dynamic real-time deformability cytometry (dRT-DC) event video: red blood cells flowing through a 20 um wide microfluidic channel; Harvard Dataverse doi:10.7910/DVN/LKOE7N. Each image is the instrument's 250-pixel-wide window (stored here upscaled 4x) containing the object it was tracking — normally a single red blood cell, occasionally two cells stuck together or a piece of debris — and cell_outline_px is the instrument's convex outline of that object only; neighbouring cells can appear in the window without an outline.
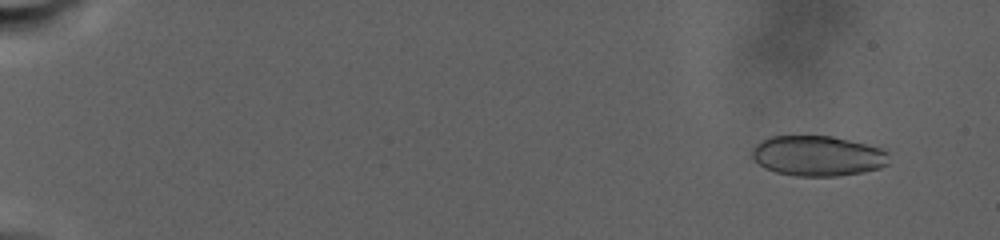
{"species": "human", "species_latin": "Homo sapiens", "temperature_condition": "warm", "stored_images_in_passage": 66, "camera_frame_rate_fps": 3000, "um_per_image_px": 0.085, "donor": {"sex": "male"}, "frame": {"image": 1, "passage_image": 14, "time_ms": 2.667, "image_size_px": [1000, 240], "cell_outline_px": [[888, 164], [880, 168], [860, 172], [836, 176], [796, 176], [776, 172], [764, 168], [752, 156], [752, 148], [760, 140], [768, 136], [832, 136], [880, 148], [888, 152]], "centroid_in_image_um": [69.47, 13.24], "position_along_channel_um": 15.5, "area_um2": 32.02}}
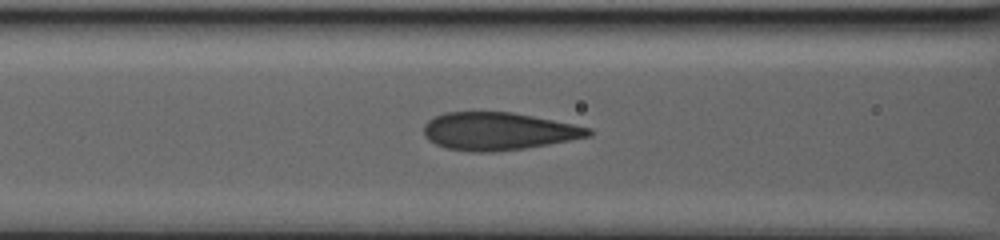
{"frame": {"image": 2, "passage_image": 58, "time_ms": 15.0, "image_size_px": [1000, 240], "cell_outline_px": [[592, 136], [548, 144], [524, 148], [496, 152], [472, 152], [444, 148], [428, 140], [424, 136], [424, 124], [428, 120], [444, 112], [512, 112], [592, 128]], "centroid_in_image_um": [42.33, 11.16], "position_along_channel_um": 124.3, "area_um2": 36.18}}
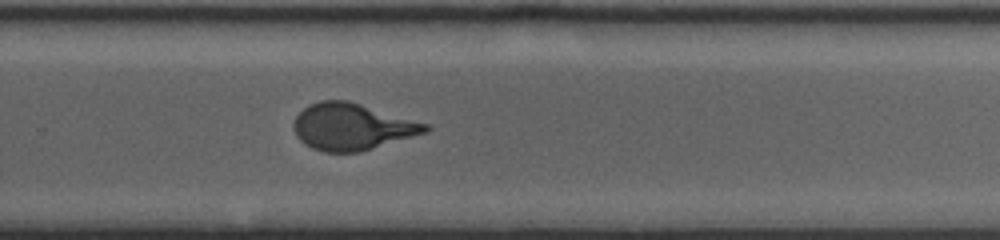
{"frame": {"image": 3, "passage_image": 66, "time_ms": 22.667, "image_size_px": [1000, 240], "cell_outline_px": [[432, 128], [428, 132], [360, 152], [324, 152], [312, 148], [304, 144], [296, 136], [292, 128], [292, 124], [296, 116], [308, 104], [320, 100], [348, 100], [428, 124]], "centroid_in_image_um": [29.9, 10.77], "position_along_channel_um": 299.9, "area_um2": 35.95}}